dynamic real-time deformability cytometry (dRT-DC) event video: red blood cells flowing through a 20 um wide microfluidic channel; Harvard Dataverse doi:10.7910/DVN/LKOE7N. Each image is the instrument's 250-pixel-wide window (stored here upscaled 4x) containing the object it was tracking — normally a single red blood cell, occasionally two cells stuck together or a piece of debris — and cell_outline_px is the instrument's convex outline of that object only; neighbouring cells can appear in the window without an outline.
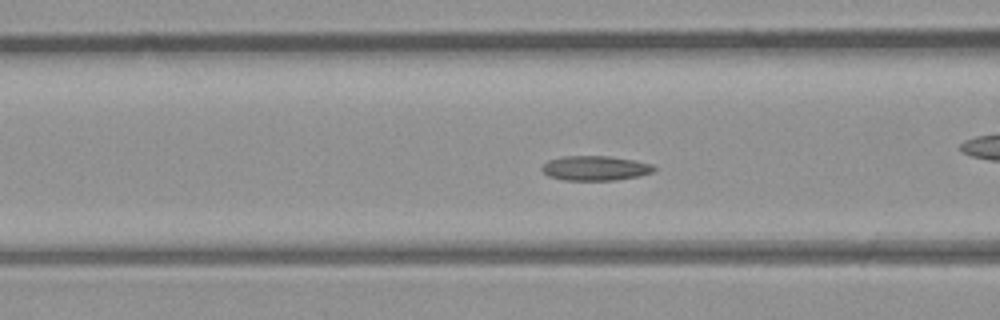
{"species": "common noctule bat (a hibernating species)", "species_latin": "Nyctalus noctula", "temperature_condition": "room temperature", "stored_images_in_passage": 35, "camera_frame_rate_fps": 3000, "um_per_image_px": 0.085, "animal": {"sex": "male", "body_mass_g": 23.1, "forearm_length_mm": 52.7}, "frame": {"image": 1, "passage_image": 6, "time_ms": 1.667, "image_size_px": [1000, 320], "cell_outline_px": [[656, 168], [652, 172], [640, 176], [616, 180], [564, 180], [548, 176], [540, 168], [548, 160], [560, 156], [612, 156], [636, 160], [652, 164]], "centroid_in_image_um": [50.6, 14.28], "position_along_channel_um": 116.0, "area_um2": 16.3}}
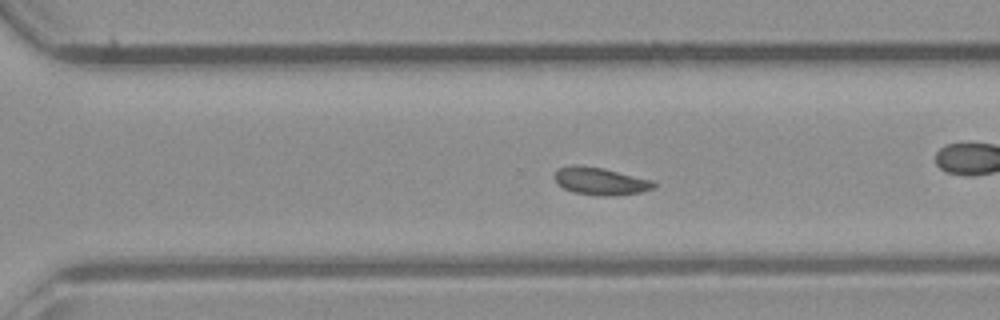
{"frame": {"image": 2, "passage_image": 20, "time_ms": 6.333, "image_size_px": [1000, 320], "cell_outline_px": [[656, 188], [644, 192], [612, 196], [604, 196], [572, 192], [564, 188], [552, 176], [560, 168], [572, 164], [580, 164], [604, 168], [652, 180], [656, 184]], "centroid_in_image_um": [51.06, 15.39], "position_along_channel_um": 319.5, "area_um2": 16.07}}